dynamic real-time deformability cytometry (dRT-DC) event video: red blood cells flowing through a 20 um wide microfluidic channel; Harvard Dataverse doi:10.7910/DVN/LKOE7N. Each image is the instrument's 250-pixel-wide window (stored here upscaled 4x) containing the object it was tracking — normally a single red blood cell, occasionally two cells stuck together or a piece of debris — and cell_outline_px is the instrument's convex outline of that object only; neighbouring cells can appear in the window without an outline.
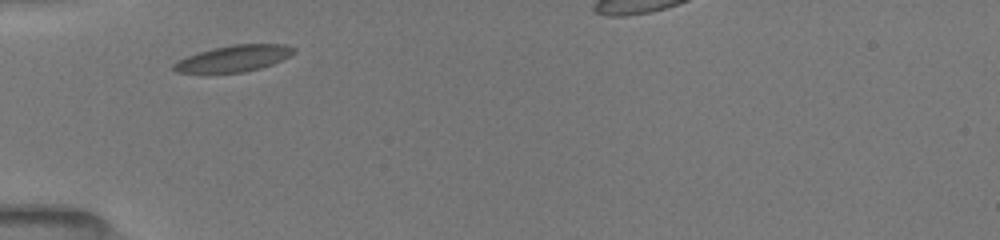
{"species": "common noctule bat (a hibernating species)", "species_latin": "Nyctalus noctula", "temperature_condition": "room temperature", "stored_images_in_passage": 11, "camera_frame_rate_fps": 3000, "um_per_image_px": 0.085, "animal": {"sex": "female", "body_mass_g": 19.5, "forearm_length_mm": 54.1}, "frame": {"image": 1, "passage_image": 1, "time_ms": 0.0, "image_size_px": [1000, 240], "cell_outline_px": [[296, 52], [272, 64], [260, 68], [244, 72], [176, 72], [172, 68], [172, 64], [196, 52], [212, 48], [232, 44], [284, 44], [296, 48]], "centroid_in_image_um": [19.88, 4.95], "position_along_channel_um": 65.1, "area_um2": 18.26}}
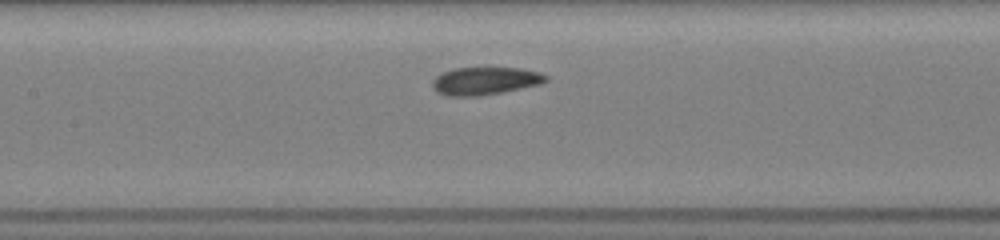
{"frame": {"image": 2, "passage_image": 7, "time_ms": 2.667, "image_size_px": [1000, 240], "cell_outline_px": [[548, 80], [540, 84], [480, 96], [444, 96], [436, 92], [432, 88], [432, 80], [440, 72], [452, 68], [520, 68], [540, 72], [548, 76]], "centroid_in_image_um": [41.17, 6.87], "position_along_channel_um": 166.2, "area_um2": 18.5}}
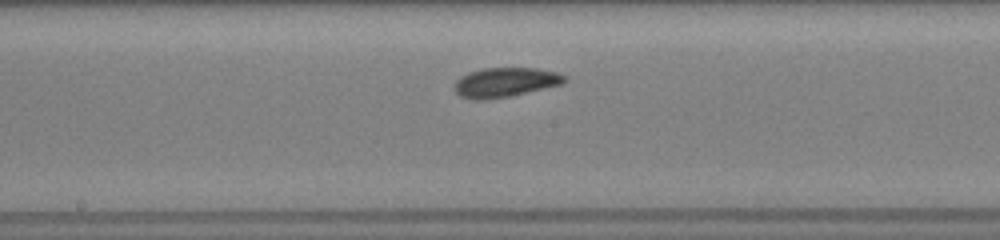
{"frame": {"image": 3, "passage_image": 10, "time_ms": 3.667, "image_size_px": [1000, 240], "cell_outline_px": [[568, 80], [560, 84], [544, 88], [508, 96], [484, 100], [476, 100], [460, 96], [456, 92], [456, 80], [460, 76], [468, 72], [484, 68], [536, 68], [556, 72], [564, 76]], "centroid_in_image_um": [42.91, 6.99], "position_along_channel_um": 205.3, "area_um2": 18.61}}